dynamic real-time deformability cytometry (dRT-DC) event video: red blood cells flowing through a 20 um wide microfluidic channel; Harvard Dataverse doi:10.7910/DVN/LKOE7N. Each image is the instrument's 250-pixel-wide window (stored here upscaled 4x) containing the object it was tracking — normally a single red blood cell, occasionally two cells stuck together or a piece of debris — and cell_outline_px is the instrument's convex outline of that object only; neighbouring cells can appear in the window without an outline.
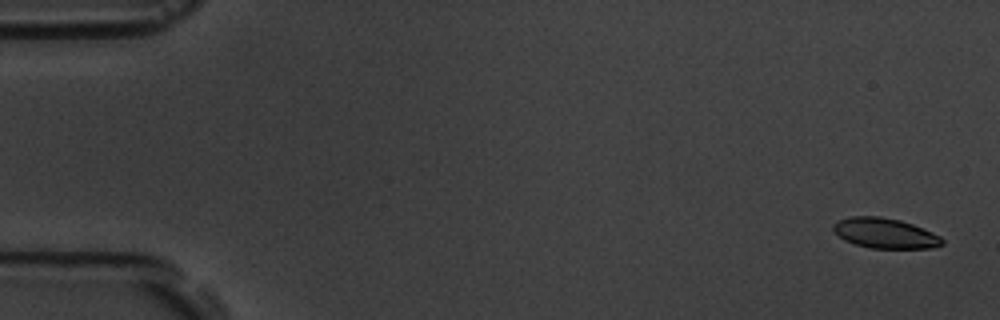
{"species": "common noctule bat (a hibernating species)", "species_latin": "Nyctalus noctula", "temperature_condition": "room temperature", "stored_images_in_passage": 8, "camera_frame_rate_fps": 3000, "um_per_image_px": 0.085, "animal": {"sex": "male", "body_mass_g": 19.5, "forearm_length_mm": 54.6}, "frame": {"image": 1, "passage_image": 1, "time_ms": 0.0, "image_size_px": [1000, 320], "cell_outline_px": [[944, 244], [932, 248], [872, 248], [856, 244], [844, 240], [832, 228], [832, 224], [836, 220], [852, 216], [880, 216], [900, 220], [924, 228], [940, 236], [944, 240]], "centroid_in_image_um": [75.23, 19.81], "position_along_channel_um": 9.8, "area_um2": 19.19}}
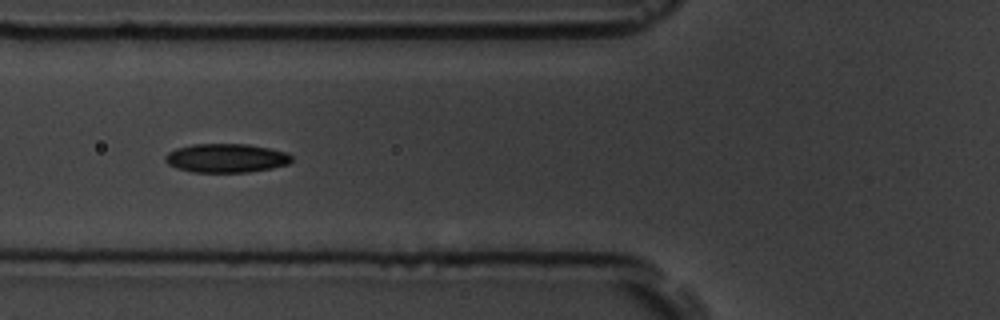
{"frame": {"image": 2, "passage_image": 6, "time_ms": 6.667, "image_size_px": [1000, 320], "cell_outline_px": [[292, 160], [288, 164], [272, 168], [248, 172], [192, 172], [176, 168], [168, 164], [164, 160], [164, 156], [168, 152], [176, 148], [192, 144], [248, 144], [288, 152], [292, 156]], "centroid_in_image_um": [19.21, 13.43], "position_along_channel_um": 106.6, "area_um2": 21.39}}
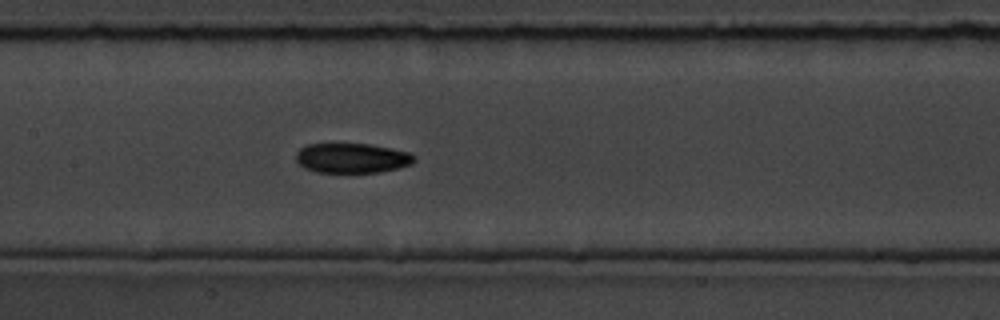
{"frame": {"image": 3, "passage_image": 8, "time_ms": 8.667, "image_size_px": [1000, 320], "cell_outline_px": [[416, 160], [412, 164], [380, 172], [316, 172], [304, 168], [296, 160], [296, 152], [300, 148], [308, 144], [368, 144], [392, 148], [408, 152], [416, 156]], "centroid_in_image_um": [29.92, 13.43], "position_along_channel_um": 177.5, "area_um2": 20.52}}